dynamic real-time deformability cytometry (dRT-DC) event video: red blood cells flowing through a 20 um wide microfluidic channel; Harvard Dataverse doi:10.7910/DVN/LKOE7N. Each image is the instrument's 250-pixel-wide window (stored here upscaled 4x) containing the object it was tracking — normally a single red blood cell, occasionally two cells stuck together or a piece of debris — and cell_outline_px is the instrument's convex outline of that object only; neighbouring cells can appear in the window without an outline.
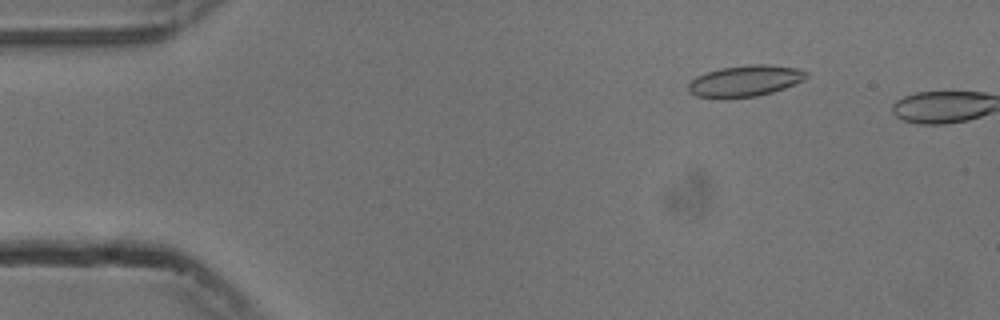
{"species": "common noctule bat (a hibernating species)", "species_latin": "Nyctalus noctula", "temperature_condition": "cold", "stored_images_in_passage": 5, "camera_frame_rate_fps": 3000, "um_per_image_px": 0.085, "animal": {"sex": "male", "body_mass_g": 13.3}, "frame": {"image": 1, "passage_image": 3, "time_ms": 0.667, "image_size_px": [1000, 320], "cell_outline_px": [[808, 76], [804, 80], [784, 88], [772, 92], [756, 96], [696, 96], [688, 92], [688, 84], [696, 76], [720, 68], [752, 64], [768, 64], [796, 68], [808, 72]], "centroid_in_image_um": [63.37, 6.84], "position_along_channel_um": 21.6, "area_um2": 20.92}}